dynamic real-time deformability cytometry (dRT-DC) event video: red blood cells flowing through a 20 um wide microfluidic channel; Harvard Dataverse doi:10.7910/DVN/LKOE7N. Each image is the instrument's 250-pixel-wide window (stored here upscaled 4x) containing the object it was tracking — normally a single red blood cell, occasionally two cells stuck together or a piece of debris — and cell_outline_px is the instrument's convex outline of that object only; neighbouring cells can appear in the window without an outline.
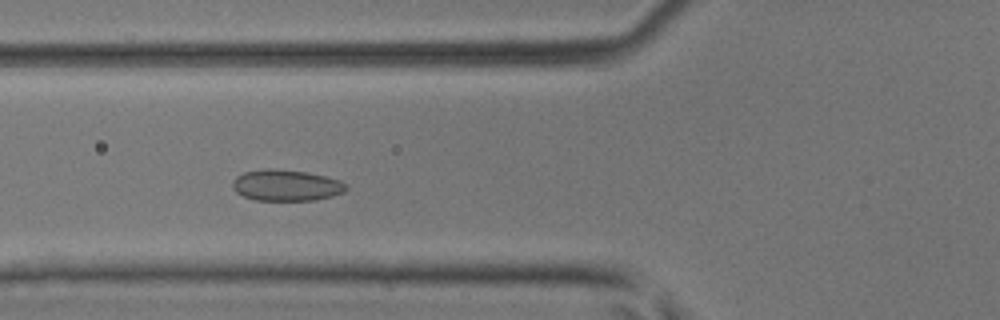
{"species": "common noctule bat (a hibernating species)", "species_latin": "Nyctalus noctula", "temperature_condition": "room temperature", "stored_images_in_passage": 40, "camera_frame_rate_fps": 3000, "um_per_image_px": 0.085, "animal": {"sex": "male", "body_mass_g": 17.9, "forearm_length_mm": 54.2}, "frame": {"image": 1, "passage_image": 13, "time_ms": 4.0, "image_size_px": [1000, 320], "cell_outline_px": [[348, 188], [344, 192], [332, 196], [316, 200], [256, 200], [244, 196], [236, 192], [232, 188], [232, 180], [236, 176], [244, 172], [264, 168], [276, 168], [308, 172], [340, 180], [348, 184]], "centroid_in_image_um": [24.33, 15.74], "position_along_channel_um": 101.5, "area_um2": 20.92}}
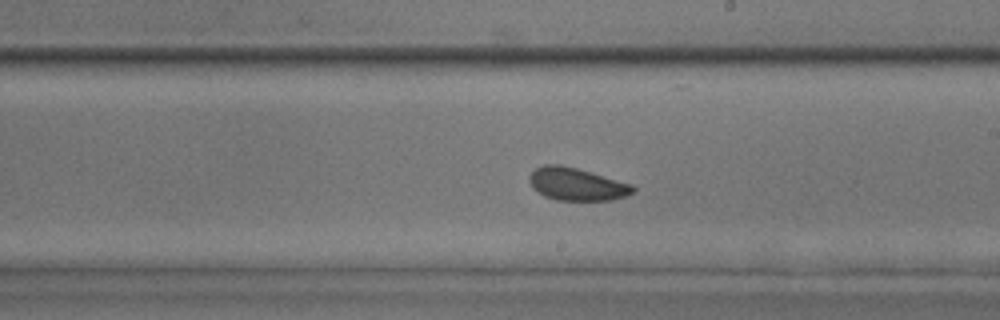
{"frame": {"image": 2, "passage_image": 23, "time_ms": 7.333, "image_size_px": [1000, 320], "cell_outline_px": [[636, 192], [628, 196], [612, 200], [556, 200], [544, 196], [532, 188], [528, 180], [528, 176], [536, 168], [544, 164], [560, 164], [576, 168], [632, 184], [636, 188]], "centroid_in_image_um": [49.02, 15.66], "position_along_channel_um": 240.0, "area_um2": 19.88}}
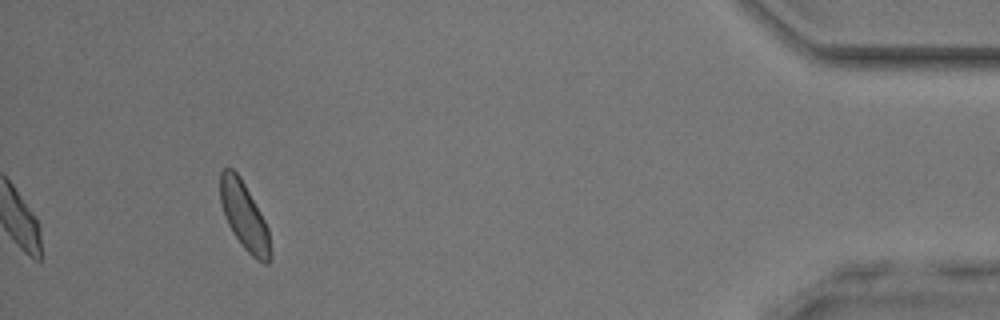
{"frame": {"image": 3, "passage_image": 40, "time_ms": 13.0, "image_size_px": [1000, 320], "cell_outline_px": [[272, 260], [268, 264], [264, 264], [256, 260], [240, 244], [232, 232], [228, 224], [220, 200], [220, 172], [224, 168], [232, 168], [240, 176], [260, 212], [268, 228], [272, 256]], "centroid_in_image_um": [20.78, 18.41], "position_along_channel_um": 414.4, "area_um2": 19.77}, "authors_computed_cell_mechanics": {"area_um2": 19.5942, "velocity_mm_per_s": 4.1723, "shape_relaxation_time_tau1_ms": 1.8097, "shape_relaxation_time_tau2_ms": 2.7642, "deformation_change_tau1": 0.057, "deformation_change_tau2": 0.0611}}